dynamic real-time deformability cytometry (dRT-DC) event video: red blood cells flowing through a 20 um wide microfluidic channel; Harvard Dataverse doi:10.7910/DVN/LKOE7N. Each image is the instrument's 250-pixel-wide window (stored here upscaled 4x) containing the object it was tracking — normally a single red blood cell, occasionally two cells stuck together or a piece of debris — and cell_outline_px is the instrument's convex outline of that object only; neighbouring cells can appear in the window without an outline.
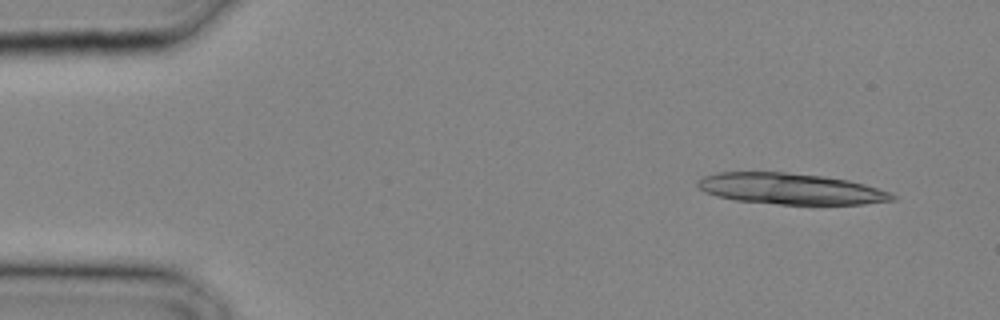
{"species": "common noctule bat (a hibernating species)", "species_latin": "Nyctalus noctula", "temperature_condition": "cold", "stored_images_in_passage": 8, "camera_frame_rate_fps": 3000, "um_per_image_px": 0.085, "animal": {"sex": "male", "body_mass_g": 20.4}, "frame": {"image": 1, "passage_image": 2, "time_ms": 0.333, "image_size_px": [1000, 320], "cell_outline_px": [[896, 200], [864, 204], [780, 204], [736, 200], [716, 196], [704, 192], [696, 184], [696, 180], [704, 176], [716, 172], [788, 172], [824, 176], [848, 180], [864, 184], [888, 192], [896, 196]], "centroid_in_image_um": [67.16, 16.04], "position_along_channel_um": 17.8, "area_um2": 35.2}}